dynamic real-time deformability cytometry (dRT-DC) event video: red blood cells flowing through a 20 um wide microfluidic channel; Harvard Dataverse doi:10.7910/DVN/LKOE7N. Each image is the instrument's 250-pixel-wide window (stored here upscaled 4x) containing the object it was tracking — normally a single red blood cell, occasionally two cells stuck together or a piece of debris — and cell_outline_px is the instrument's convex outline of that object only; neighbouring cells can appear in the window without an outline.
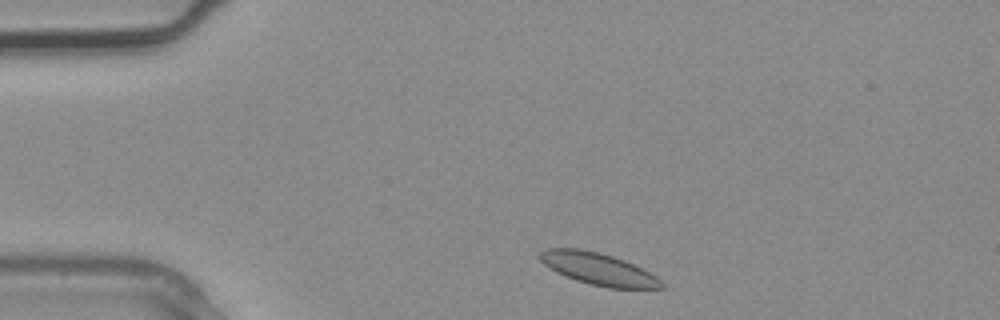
{"species": "common noctule bat (a hibernating species)", "species_latin": "Nyctalus noctula", "temperature_condition": "warm", "stored_images_in_passage": 2, "camera_frame_rate_fps": 3000, "um_per_image_px": 0.085, "animal": {"sex": "male", "body_mass_g": 20.4}, "frame": {"image": 1, "passage_image": 1, "time_ms": 0.0, "image_size_px": [1000, 320], "cell_outline_px": [[664, 288], [608, 288], [576, 280], [556, 272], [544, 264], [540, 260], [540, 252], [548, 248], [580, 248], [600, 252], [624, 260], [656, 276], [664, 284]], "centroid_in_image_um": [50.84, 22.85], "position_along_channel_um": 34.2, "area_um2": 22.43}}